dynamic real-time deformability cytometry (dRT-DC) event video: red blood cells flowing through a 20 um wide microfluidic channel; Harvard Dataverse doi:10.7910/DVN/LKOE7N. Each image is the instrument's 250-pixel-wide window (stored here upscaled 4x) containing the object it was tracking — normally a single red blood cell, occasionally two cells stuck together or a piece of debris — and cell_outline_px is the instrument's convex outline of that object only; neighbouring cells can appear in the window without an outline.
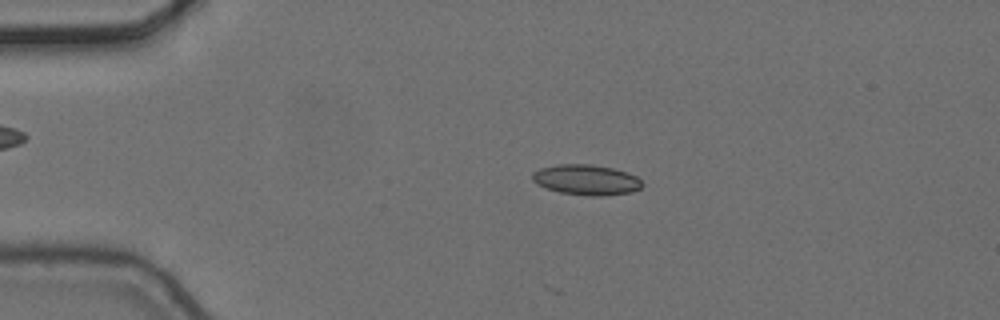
{"species": "common noctule bat (a hibernating species)", "species_latin": "Nyctalus noctula", "temperature_condition": "cold", "stored_images_in_passage": 5, "camera_frame_rate_fps": 3000, "um_per_image_px": 0.085, "animal": {"sex": "female", "body_mass_g": 24.6, "forearm_length_mm": 56.2}, "frame": {"image": 1, "passage_image": 3, "time_ms": 0.667, "image_size_px": [1000, 320], "cell_outline_px": [[644, 184], [640, 188], [632, 192], [604, 196], [592, 196], [560, 192], [536, 184], [532, 180], [532, 172], [540, 168], [556, 164], [592, 164], [612, 168], [628, 172], [636, 176]], "centroid_in_image_um": [49.84, 15.28], "position_along_channel_um": 35.2, "area_um2": 19.54}}
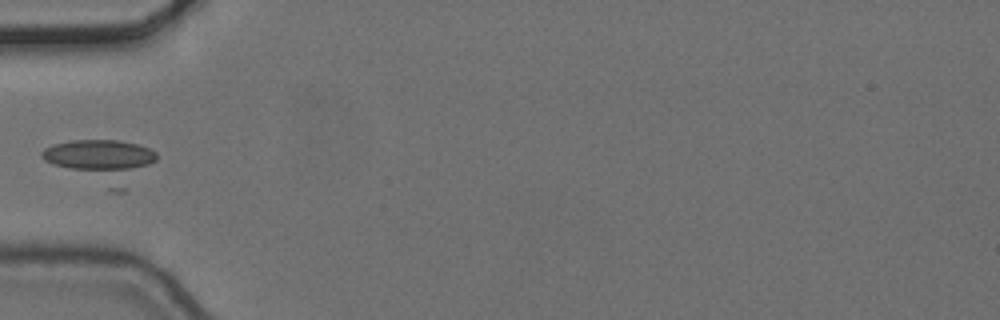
{"frame": {"image": 2, "passage_image": 5, "time_ms": 1.333, "image_size_px": [1000, 320], "cell_outline_px": [[156, 160], [124, 192], [108, 192], [44, 160], [40, 156], [40, 152], [44, 148], [52, 144], [72, 140], [120, 140], [136, 144], [148, 148], [156, 152]], "centroid_in_image_um": [8.63, 13.74], "position_along_channel_um": 76.4, "area_um2": 29.25}}